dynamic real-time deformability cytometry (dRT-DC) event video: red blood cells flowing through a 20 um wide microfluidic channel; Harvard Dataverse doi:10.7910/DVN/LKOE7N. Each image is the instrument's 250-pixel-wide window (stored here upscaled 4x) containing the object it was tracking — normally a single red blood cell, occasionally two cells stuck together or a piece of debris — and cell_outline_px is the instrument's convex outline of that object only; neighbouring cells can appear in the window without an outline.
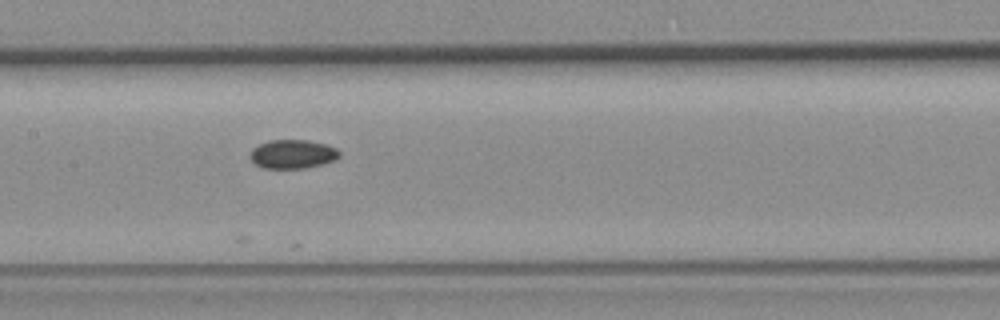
{"species": "common noctule bat (a hibernating species)", "species_latin": "Nyctalus noctula", "temperature_condition": "room temperature", "stored_images_in_passage": 7, "camera_frame_rate_fps": 3000, "um_per_image_px": 0.085, "animal": {"sex": "female", "body_mass_g": 19.3, "forearm_length_mm": 54.1}, "frame": {"image": 1, "passage_image": 5, "time_ms": 4.333, "image_size_px": [1000, 320], "cell_outline_px": [[340, 156], [332, 160], [308, 168], [264, 168], [256, 164], [248, 156], [252, 148], [268, 140], [304, 140], [324, 144], [336, 148], [340, 152]], "centroid_in_image_um": [24.83, 13.1], "position_along_channel_um": 182.6, "area_um2": 14.85}}